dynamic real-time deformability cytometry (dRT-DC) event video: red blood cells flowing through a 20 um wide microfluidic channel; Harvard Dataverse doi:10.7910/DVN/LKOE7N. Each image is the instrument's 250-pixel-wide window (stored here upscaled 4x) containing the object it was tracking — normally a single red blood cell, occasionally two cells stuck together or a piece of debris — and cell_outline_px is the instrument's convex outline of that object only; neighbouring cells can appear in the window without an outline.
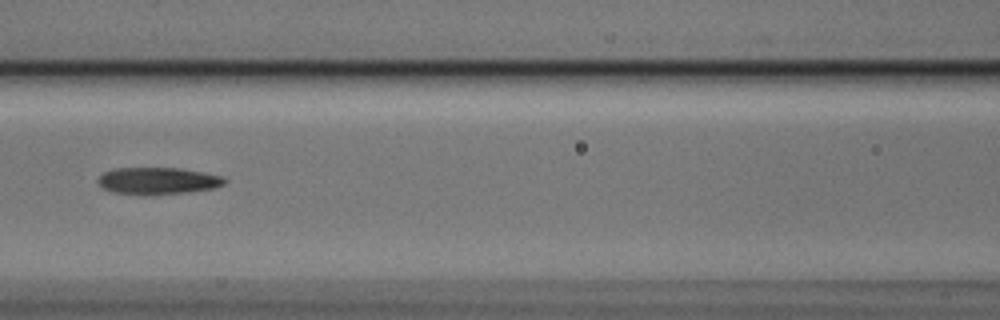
{"species": "Egyptian fruit bat (a non-hibernating species)", "species_latin": "Rousettus aegyptiacus", "temperature_condition": "cold", "stored_images_in_passage": 6, "camera_frame_rate_fps": 3000, "um_per_image_px": 0.085, "animal": {"sex": "male"}, "frame": {"image": 1, "passage_image": 6, "time_ms": 1.667, "image_size_px": [1000, 320], "cell_outline_px": [[228, 180], [224, 184], [216, 188], [188, 192], [152, 196], [148, 196], [112, 192], [104, 188], [96, 180], [104, 172], [112, 168], [180, 168], [204, 172], [224, 176]], "centroid_in_image_um": [13.45, 15.38], "position_along_channel_um": 153.1, "area_um2": 20.35}}